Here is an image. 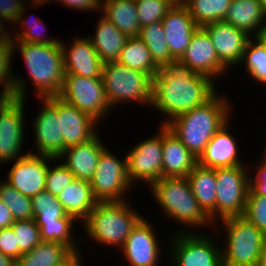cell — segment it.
Returning a JSON list of instances; mask_svg holds the SVG:
<instances>
[{
    "label": "cell",
    "instance_id": "obj_53",
    "mask_svg": "<svg viewBox=\"0 0 266 266\" xmlns=\"http://www.w3.org/2000/svg\"><path fill=\"white\" fill-rule=\"evenodd\" d=\"M257 266H266V239L262 245L261 254Z\"/></svg>",
    "mask_w": 266,
    "mask_h": 266
},
{
    "label": "cell",
    "instance_id": "obj_50",
    "mask_svg": "<svg viewBox=\"0 0 266 266\" xmlns=\"http://www.w3.org/2000/svg\"><path fill=\"white\" fill-rule=\"evenodd\" d=\"M81 261L80 253L73 252L64 262L58 266H83Z\"/></svg>",
    "mask_w": 266,
    "mask_h": 266
},
{
    "label": "cell",
    "instance_id": "obj_36",
    "mask_svg": "<svg viewBox=\"0 0 266 266\" xmlns=\"http://www.w3.org/2000/svg\"><path fill=\"white\" fill-rule=\"evenodd\" d=\"M76 221L74 217L66 214L56 222L42 225L39 228L42 241L61 243L67 246L72 252H77L79 247L75 245V239L72 238V229Z\"/></svg>",
    "mask_w": 266,
    "mask_h": 266
},
{
    "label": "cell",
    "instance_id": "obj_17",
    "mask_svg": "<svg viewBox=\"0 0 266 266\" xmlns=\"http://www.w3.org/2000/svg\"><path fill=\"white\" fill-rule=\"evenodd\" d=\"M210 36L220 63L227 69L241 63L249 35L225 21L202 27ZM229 66V67H228Z\"/></svg>",
    "mask_w": 266,
    "mask_h": 266
},
{
    "label": "cell",
    "instance_id": "obj_55",
    "mask_svg": "<svg viewBox=\"0 0 266 266\" xmlns=\"http://www.w3.org/2000/svg\"><path fill=\"white\" fill-rule=\"evenodd\" d=\"M47 1H48V3L50 2V0H31V4L33 2L32 5H34L36 8V7L40 6L41 4H43V5L46 4Z\"/></svg>",
    "mask_w": 266,
    "mask_h": 266
},
{
    "label": "cell",
    "instance_id": "obj_57",
    "mask_svg": "<svg viewBox=\"0 0 266 266\" xmlns=\"http://www.w3.org/2000/svg\"><path fill=\"white\" fill-rule=\"evenodd\" d=\"M263 153H264V157H266V148L264 149V152Z\"/></svg>",
    "mask_w": 266,
    "mask_h": 266
},
{
    "label": "cell",
    "instance_id": "obj_23",
    "mask_svg": "<svg viewBox=\"0 0 266 266\" xmlns=\"http://www.w3.org/2000/svg\"><path fill=\"white\" fill-rule=\"evenodd\" d=\"M105 148L97 133L85 143L66 148L59 158L64 157L62 163L74 174L75 179L90 181Z\"/></svg>",
    "mask_w": 266,
    "mask_h": 266
},
{
    "label": "cell",
    "instance_id": "obj_33",
    "mask_svg": "<svg viewBox=\"0 0 266 266\" xmlns=\"http://www.w3.org/2000/svg\"><path fill=\"white\" fill-rule=\"evenodd\" d=\"M139 37L145 43L154 63L159 68L166 67L175 61L168 50L161 21L141 27Z\"/></svg>",
    "mask_w": 266,
    "mask_h": 266
},
{
    "label": "cell",
    "instance_id": "obj_39",
    "mask_svg": "<svg viewBox=\"0 0 266 266\" xmlns=\"http://www.w3.org/2000/svg\"><path fill=\"white\" fill-rule=\"evenodd\" d=\"M181 3V0H138L136 8L138 21L141 27L147 26L162 19L172 7Z\"/></svg>",
    "mask_w": 266,
    "mask_h": 266
},
{
    "label": "cell",
    "instance_id": "obj_43",
    "mask_svg": "<svg viewBox=\"0 0 266 266\" xmlns=\"http://www.w3.org/2000/svg\"><path fill=\"white\" fill-rule=\"evenodd\" d=\"M47 170L45 190L52 195L58 196L63 189H66L74 180V174L62 163Z\"/></svg>",
    "mask_w": 266,
    "mask_h": 266
},
{
    "label": "cell",
    "instance_id": "obj_10",
    "mask_svg": "<svg viewBox=\"0 0 266 266\" xmlns=\"http://www.w3.org/2000/svg\"><path fill=\"white\" fill-rule=\"evenodd\" d=\"M89 182L93 195L99 202L125 201L124 193L132 188L127 172L126 155L121 160L105 148Z\"/></svg>",
    "mask_w": 266,
    "mask_h": 266
},
{
    "label": "cell",
    "instance_id": "obj_12",
    "mask_svg": "<svg viewBox=\"0 0 266 266\" xmlns=\"http://www.w3.org/2000/svg\"><path fill=\"white\" fill-rule=\"evenodd\" d=\"M159 132L131 148L126 155L131 184L143 181L149 186L162 178V126Z\"/></svg>",
    "mask_w": 266,
    "mask_h": 266
},
{
    "label": "cell",
    "instance_id": "obj_21",
    "mask_svg": "<svg viewBox=\"0 0 266 266\" xmlns=\"http://www.w3.org/2000/svg\"><path fill=\"white\" fill-rule=\"evenodd\" d=\"M58 116L63 136L64 150L68 147L85 143L98 131L97 121L78 110L58 96Z\"/></svg>",
    "mask_w": 266,
    "mask_h": 266
},
{
    "label": "cell",
    "instance_id": "obj_8",
    "mask_svg": "<svg viewBox=\"0 0 266 266\" xmlns=\"http://www.w3.org/2000/svg\"><path fill=\"white\" fill-rule=\"evenodd\" d=\"M214 170L217 183L215 223L219 218L222 220L227 217L243 216L250 188V178L244 165Z\"/></svg>",
    "mask_w": 266,
    "mask_h": 266
},
{
    "label": "cell",
    "instance_id": "obj_30",
    "mask_svg": "<svg viewBox=\"0 0 266 266\" xmlns=\"http://www.w3.org/2000/svg\"><path fill=\"white\" fill-rule=\"evenodd\" d=\"M116 61L132 70L147 73L152 78L160 69L154 63L150 51L139 36L127 38Z\"/></svg>",
    "mask_w": 266,
    "mask_h": 266
},
{
    "label": "cell",
    "instance_id": "obj_14",
    "mask_svg": "<svg viewBox=\"0 0 266 266\" xmlns=\"http://www.w3.org/2000/svg\"><path fill=\"white\" fill-rule=\"evenodd\" d=\"M43 108L38 112L32 127L38 154L58 158L64 151L63 136L58 116V96L40 100Z\"/></svg>",
    "mask_w": 266,
    "mask_h": 266
},
{
    "label": "cell",
    "instance_id": "obj_35",
    "mask_svg": "<svg viewBox=\"0 0 266 266\" xmlns=\"http://www.w3.org/2000/svg\"><path fill=\"white\" fill-rule=\"evenodd\" d=\"M34 220L38 227L47 223L56 222L66 215L57 196L44 190L31 198Z\"/></svg>",
    "mask_w": 266,
    "mask_h": 266
},
{
    "label": "cell",
    "instance_id": "obj_41",
    "mask_svg": "<svg viewBox=\"0 0 266 266\" xmlns=\"http://www.w3.org/2000/svg\"><path fill=\"white\" fill-rule=\"evenodd\" d=\"M25 8H27V7H25V6L23 7L22 13L18 16L16 23L18 22L20 24H23L22 25L23 28H25L26 25H27V27L24 30L21 26L20 28L23 30V32L22 31L21 32L16 31L15 37L12 36V33L9 34L10 39L11 40H19L21 42L37 43V44H44V45L59 44L61 42L60 39H55V38L49 39L47 37H46V39H44L42 36H40V35H44L43 31L45 29V27H44L45 24H43V21L42 22L40 21L41 19L31 20V22L33 21L32 23H30V20L24 19L23 15H24V13H26ZM40 26H41V28H40ZM12 37H14L15 39Z\"/></svg>",
    "mask_w": 266,
    "mask_h": 266
},
{
    "label": "cell",
    "instance_id": "obj_1",
    "mask_svg": "<svg viewBox=\"0 0 266 266\" xmlns=\"http://www.w3.org/2000/svg\"><path fill=\"white\" fill-rule=\"evenodd\" d=\"M214 81L195 73L179 60L159 69L152 80V105L167 114L166 125L173 118L208 102L216 93ZM170 117V118H169Z\"/></svg>",
    "mask_w": 266,
    "mask_h": 266
},
{
    "label": "cell",
    "instance_id": "obj_19",
    "mask_svg": "<svg viewBox=\"0 0 266 266\" xmlns=\"http://www.w3.org/2000/svg\"><path fill=\"white\" fill-rule=\"evenodd\" d=\"M161 22L168 50L175 60H179L199 26L182 3L174 5Z\"/></svg>",
    "mask_w": 266,
    "mask_h": 266
},
{
    "label": "cell",
    "instance_id": "obj_46",
    "mask_svg": "<svg viewBox=\"0 0 266 266\" xmlns=\"http://www.w3.org/2000/svg\"><path fill=\"white\" fill-rule=\"evenodd\" d=\"M258 164L255 180L252 177L250 178V189L256 195L266 197V157L263 156V160Z\"/></svg>",
    "mask_w": 266,
    "mask_h": 266
},
{
    "label": "cell",
    "instance_id": "obj_56",
    "mask_svg": "<svg viewBox=\"0 0 266 266\" xmlns=\"http://www.w3.org/2000/svg\"><path fill=\"white\" fill-rule=\"evenodd\" d=\"M263 9V12L266 16V0H259Z\"/></svg>",
    "mask_w": 266,
    "mask_h": 266
},
{
    "label": "cell",
    "instance_id": "obj_3",
    "mask_svg": "<svg viewBox=\"0 0 266 266\" xmlns=\"http://www.w3.org/2000/svg\"><path fill=\"white\" fill-rule=\"evenodd\" d=\"M11 43L14 55L15 49H20L19 52L27 66L26 71L37 89V97L45 99L59 96L65 78L63 51L60 43L44 45L19 40H11Z\"/></svg>",
    "mask_w": 266,
    "mask_h": 266
},
{
    "label": "cell",
    "instance_id": "obj_38",
    "mask_svg": "<svg viewBox=\"0 0 266 266\" xmlns=\"http://www.w3.org/2000/svg\"><path fill=\"white\" fill-rule=\"evenodd\" d=\"M251 38L245 46L241 63L246 61L245 69L255 81L266 84V47L256 37Z\"/></svg>",
    "mask_w": 266,
    "mask_h": 266
},
{
    "label": "cell",
    "instance_id": "obj_2",
    "mask_svg": "<svg viewBox=\"0 0 266 266\" xmlns=\"http://www.w3.org/2000/svg\"><path fill=\"white\" fill-rule=\"evenodd\" d=\"M217 94L205 104L178 115L165 125L197 158L214 134L230 120L229 102Z\"/></svg>",
    "mask_w": 266,
    "mask_h": 266
},
{
    "label": "cell",
    "instance_id": "obj_45",
    "mask_svg": "<svg viewBox=\"0 0 266 266\" xmlns=\"http://www.w3.org/2000/svg\"><path fill=\"white\" fill-rule=\"evenodd\" d=\"M24 4V0H0V21H10L12 24H16L18 16L25 6Z\"/></svg>",
    "mask_w": 266,
    "mask_h": 266
},
{
    "label": "cell",
    "instance_id": "obj_40",
    "mask_svg": "<svg viewBox=\"0 0 266 266\" xmlns=\"http://www.w3.org/2000/svg\"><path fill=\"white\" fill-rule=\"evenodd\" d=\"M11 227L16 236V247L22 254L31 251L42 241L40 229L34 219L16 220Z\"/></svg>",
    "mask_w": 266,
    "mask_h": 266
},
{
    "label": "cell",
    "instance_id": "obj_28",
    "mask_svg": "<svg viewBox=\"0 0 266 266\" xmlns=\"http://www.w3.org/2000/svg\"><path fill=\"white\" fill-rule=\"evenodd\" d=\"M98 22L94 36L88 38L104 63L116 61L128 37L106 17L101 16Z\"/></svg>",
    "mask_w": 266,
    "mask_h": 266
},
{
    "label": "cell",
    "instance_id": "obj_22",
    "mask_svg": "<svg viewBox=\"0 0 266 266\" xmlns=\"http://www.w3.org/2000/svg\"><path fill=\"white\" fill-rule=\"evenodd\" d=\"M162 151V177H187L198 164V158L165 125H162Z\"/></svg>",
    "mask_w": 266,
    "mask_h": 266
},
{
    "label": "cell",
    "instance_id": "obj_15",
    "mask_svg": "<svg viewBox=\"0 0 266 266\" xmlns=\"http://www.w3.org/2000/svg\"><path fill=\"white\" fill-rule=\"evenodd\" d=\"M25 100L14 99L0 113V165L21 158V148L25 140L24 130ZM21 154V155H20Z\"/></svg>",
    "mask_w": 266,
    "mask_h": 266
},
{
    "label": "cell",
    "instance_id": "obj_54",
    "mask_svg": "<svg viewBox=\"0 0 266 266\" xmlns=\"http://www.w3.org/2000/svg\"><path fill=\"white\" fill-rule=\"evenodd\" d=\"M3 27L2 22L0 21V41L9 37L10 32H6L7 30Z\"/></svg>",
    "mask_w": 266,
    "mask_h": 266
},
{
    "label": "cell",
    "instance_id": "obj_11",
    "mask_svg": "<svg viewBox=\"0 0 266 266\" xmlns=\"http://www.w3.org/2000/svg\"><path fill=\"white\" fill-rule=\"evenodd\" d=\"M176 232L172 238L173 266H223L222 250L207 234Z\"/></svg>",
    "mask_w": 266,
    "mask_h": 266
},
{
    "label": "cell",
    "instance_id": "obj_47",
    "mask_svg": "<svg viewBox=\"0 0 266 266\" xmlns=\"http://www.w3.org/2000/svg\"><path fill=\"white\" fill-rule=\"evenodd\" d=\"M65 6L78 10L98 11L100 10L101 0H58ZM98 9V10H97Z\"/></svg>",
    "mask_w": 266,
    "mask_h": 266
},
{
    "label": "cell",
    "instance_id": "obj_32",
    "mask_svg": "<svg viewBox=\"0 0 266 266\" xmlns=\"http://www.w3.org/2000/svg\"><path fill=\"white\" fill-rule=\"evenodd\" d=\"M199 27L223 21L232 0H181Z\"/></svg>",
    "mask_w": 266,
    "mask_h": 266
},
{
    "label": "cell",
    "instance_id": "obj_44",
    "mask_svg": "<svg viewBox=\"0 0 266 266\" xmlns=\"http://www.w3.org/2000/svg\"><path fill=\"white\" fill-rule=\"evenodd\" d=\"M0 252L15 261L22 255L19 248L16 247V236L12 227L0 229Z\"/></svg>",
    "mask_w": 266,
    "mask_h": 266
},
{
    "label": "cell",
    "instance_id": "obj_20",
    "mask_svg": "<svg viewBox=\"0 0 266 266\" xmlns=\"http://www.w3.org/2000/svg\"><path fill=\"white\" fill-rule=\"evenodd\" d=\"M63 51L65 74H76L87 78H102L104 62L98 57L90 39L75 38L66 46L60 42ZM69 47V49H68Z\"/></svg>",
    "mask_w": 266,
    "mask_h": 266
},
{
    "label": "cell",
    "instance_id": "obj_26",
    "mask_svg": "<svg viewBox=\"0 0 266 266\" xmlns=\"http://www.w3.org/2000/svg\"><path fill=\"white\" fill-rule=\"evenodd\" d=\"M259 0H232L228 12L223 21L235 28L250 33L256 37L266 21ZM254 32V33H253Z\"/></svg>",
    "mask_w": 266,
    "mask_h": 266
},
{
    "label": "cell",
    "instance_id": "obj_51",
    "mask_svg": "<svg viewBox=\"0 0 266 266\" xmlns=\"http://www.w3.org/2000/svg\"><path fill=\"white\" fill-rule=\"evenodd\" d=\"M0 266H16V261L0 252Z\"/></svg>",
    "mask_w": 266,
    "mask_h": 266
},
{
    "label": "cell",
    "instance_id": "obj_49",
    "mask_svg": "<svg viewBox=\"0 0 266 266\" xmlns=\"http://www.w3.org/2000/svg\"><path fill=\"white\" fill-rule=\"evenodd\" d=\"M15 99L13 90L3 89L0 93V113Z\"/></svg>",
    "mask_w": 266,
    "mask_h": 266
},
{
    "label": "cell",
    "instance_id": "obj_16",
    "mask_svg": "<svg viewBox=\"0 0 266 266\" xmlns=\"http://www.w3.org/2000/svg\"><path fill=\"white\" fill-rule=\"evenodd\" d=\"M179 61L190 67L195 73L211 80L221 76L227 69L220 63L214 45L208 33L199 27L193 34L190 44Z\"/></svg>",
    "mask_w": 266,
    "mask_h": 266
},
{
    "label": "cell",
    "instance_id": "obj_18",
    "mask_svg": "<svg viewBox=\"0 0 266 266\" xmlns=\"http://www.w3.org/2000/svg\"><path fill=\"white\" fill-rule=\"evenodd\" d=\"M152 227L143 217L125 240L122 253L130 266H157L161 250Z\"/></svg>",
    "mask_w": 266,
    "mask_h": 266
},
{
    "label": "cell",
    "instance_id": "obj_5",
    "mask_svg": "<svg viewBox=\"0 0 266 266\" xmlns=\"http://www.w3.org/2000/svg\"><path fill=\"white\" fill-rule=\"evenodd\" d=\"M150 189L163 212L174 221L181 222L182 226L183 223L193 228L213 226L194 197L187 177H162Z\"/></svg>",
    "mask_w": 266,
    "mask_h": 266
},
{
    "label": "cell",
    "instance_id": "obj_25",
    "mask_svg": "<svg viewBox=\"0 0 266 266\" xmlns=\"http://www.w3.org/2000/svg\"><path fill=\"white\" fill-rule=\"evenodd\" d=\"M66 214L84 221L99 202L89 181L75 179L57 196Z\"/></svg>",
    "mask_w": 266,
    "mask_h": 266
},
{
    "label": "cell",
    "instance_id": "obj_42",
    "mask_svg": "<svg viewBox=\"0 0 266 266\" xmlns=\"http://www.w3.org/2000/svg\"><path fill=\"white\" fill-rule=\"evenodd\" d=\"M243 216L266 236V197L256 195L250 188Z\"/></svg>",
    "mask_w": 266,
    "mask_h": 266
},
{
    "label": "cell",
    "instance_id": "obj_48",
    "mask_svg": "<svg viewBox=\"0 0 266 266\" xmlns=\"http://www.w3.org/2000/svg\"><path fill=\"white\" fill-rule=\"evenodd\" d=\"M13 222L14 219L10 210L7 208L4 202L0 200V229L11 227Z\"/></svg>",
    "mask_w": 266,
    "mask_h": 266
},
{
    "label": "cell",
    "instance_id": "obj_6",
    "mask_svg": "<svg viewBox=\"0 0 266 266\" xmlns=\"http://www.w3.org/2000/svg\"><path fill=\"white\" fill-rule=\"evenodd\" d=\"M102 80L106 97L113 110L118 103L126 101L146 105H150L152 101L153 78L147 73L132 70L117 61H112L104 63Z\"/></svg>",
    "mask_w": 266,
    "mask_h": 266
},
{
    "label": "cell",
    "instance_id": "obj_13",
    "mask_svg": "<svg viewBox=\"0 0 266 266\" xmlns=\"http://www.w3.org/2000/svg\"><path fill=\"white\" fill-rule=\"evenodd\" d=\"M58 161L47 155L33 153V149L14 161L7 180L13 188L29 198L45 190L48 162Z\"/></svg>",
    "mask_w": 266,
    "mask_h": 266
},
{
    "label": "cell",
    "instance_id": "obj_52",
    "mask_svg": "<svg viewBox=\"0 0 266 266\" xmlns=\"http://www.w3.org/2000/svg\"><path fill=\"white\" fill-rule=\"evenodd\" d=\"M256 38L266 47V22L261 27Z\"/></svg>",
    "mask_w": 266,
    "mask_h": 266
},
{
    "label": "cell",
    "instance_id": "obj_27",
    "mask_svg": "<svg viewBox=\"0 0 266 266\" xmlns=\"http://www.w3.org/2000/svg\"><path fill=\"white\" fill-rule=\"evenodd\" d=\"M190 188L199 206L215 224L216 177L213 168L197 164L187 176Z\"/></svg>",
    "mask_w": 266,
    "mask_h": 266
},
{
    "label": "cell",
    "instance_id": "obj_7",
    "mask_svg": "<svg viewBox=\"0 0 266 266\" xmlns=\"http://www.w3.org/2000/svg\"><path fill=\"white\" fill-rule=\"evenodd\" d=\"M222 223L227 232L223 266H257L266 236L244 216L227 217Z\"/></svg>",
    "mask_w": 266,
    "mask_h": 266
},
{
    "label": "cell",
    "instance_id": "obj_29",
    "mask_svg": "<svg viewBox=\"0 0 266 266\" xmlns=\"http://www.w3.org/2000/svg\"><path fill=\"white\" fill-rule=\"evenodd\" d=\"M100 10L127 37H138L141 26L135 0H101Z\"/></svg>",
    "mask_w": 266,
    "mask_h": 266
},
{
    "label": "cell",
    "instance_id": "obj_37",
    "mask_svg": "<svg viewBox=\"0 0 266 266\" xmlns=\"http://www.w3.org/2000/svg\"><path fill=\"white\" fill-rule=\"evenodd\" d=\"M0 200L10 210L14 221L34 219L31 198L18 192L5 180L0 183Z\"/></svg>",
    "mask_w": 266,
    "mask_h": 266
},
{
    "label": "cell",
    "instance_id": "obj_24",
    "mask_svg": "<svg viewBox=\"0 0 266 266\" xmlns=\"http://www.w3.org/2000/svg\"><path fill=\"white\" fill-rule=\"evenodd\" d=\"M228 123L214 134L204 152L199 156L200 166L215 169L243 165L237 156V143L229 133Z\"/></svg>",
    "mask_w": 266,
    "mask_h": 266
},
{
    "label": "cell",
    "instance_id": "obj_9",
    "mask_svg": "<svg viewBox=\"0 0 266 266\" xmlns=\"http://www.w3.org/2000/svg\"><path fill=\"white\" fill-rule=\"evenodd\" d=\"M59 97L88 114L98 123L101 119L104 120L105 116L112 110L105 94L102 78L65 74Z\"/></svg>",
    "mask_w": 266,
    "mask_h": 266
},
{
    "label": "cell",
    "instance_id": "obj_4",
    "mask_svg": "<svg viewBox=\"0 0 266 266\" xmlns=\"http://www.w3.org/2000/svg\"><path fill=\"white\" fill-rule=\"evenodd\" d=\"M143 217L127 201L98 202L83 226L96 243L123 247L130 232Z\"/></svg>",
    "mask_w": 266,
    "mask_h": 266
},
{
    "label": "cell",
    "instance_id": "obj_34",
    "mask_svg": "<svg viewBox=\"0 0 266 266\" xmlns=\"http://www.w3.org/2000/svg\"><path fill=\"white\" fill-rule=\"evenodd\" d=\"M10 37L0 41V84L2 89L13 90L15 98L25 100L26 83L20 77L13 76L11 71L12 57L14 56Z\"/></svg>",
    "mask_w": 266,
    "mask_h": 266
},
{
    "label": "cell",
    "instance_id": "obj_31",
    "mask_svg": "<svg viewBox=\"0 0 266 266\" xmlns=\"http://www.w3.org/2000/svg\"><path fill=\"white\" fill-rule=\"evenodd\" d=\"M73 252L64 244L41 241L16 260V266H58Z\"/></svg>",
    "mask_w": 266,
    "mask_h": 266
}]
</instances>
